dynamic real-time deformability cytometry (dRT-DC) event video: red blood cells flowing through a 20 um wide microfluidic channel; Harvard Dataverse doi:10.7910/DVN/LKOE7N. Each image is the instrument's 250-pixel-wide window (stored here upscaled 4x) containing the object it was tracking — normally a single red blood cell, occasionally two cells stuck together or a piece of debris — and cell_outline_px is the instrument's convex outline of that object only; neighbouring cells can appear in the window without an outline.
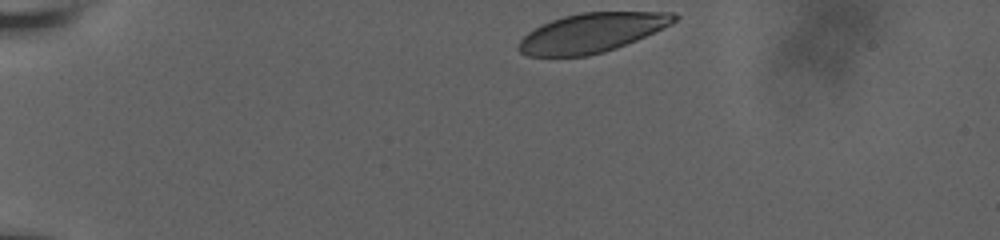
{"species": "human", "species_latin": "Homo sapiens", "temperature_condition": "room temperature", "stored_images_in_passage": 39, "camera_frame_rate_fps": 3000, "um_per_image_px": 0.085, "donor": {"sex": "male"}, "frame": {"image": 1, "passage_image": 1, "time_ms": 0.0, "image_size_px": [1000, 240], "cell_outline_px": [[680, 16], [672, 24], [636, 40], [616, 48], [604, 52], [588, 56], [528, 56], [520, 52], [516, 48], [520, 40], [528, 32], [540, 24], [564, 16], [580, 12], [676, 12]], "centroid_in_image_um": [50.3, 2.78], "position_along_channel_um": 34.7, "area_um2": 35.66}}
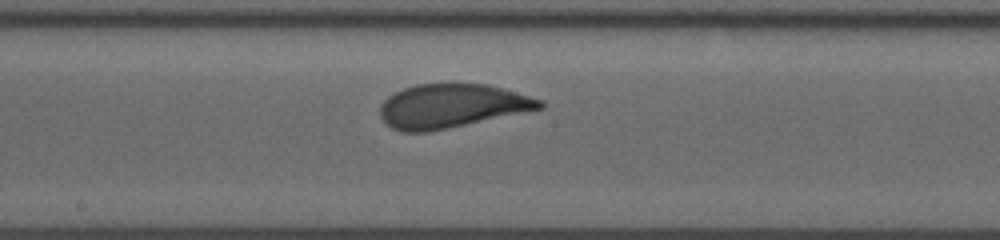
{"frame": {"image": 2, "passage_image": 22, "time_ms": 7.0, "image_size_px": [1000, 240], "cell_outline_px": [[544, 108], [448, 128], [428, 132], [404, 132], [392, 128], [380, 116], [380, 104], [388, 96], [404, 88], [416, 84], [452, 80], [488, 84], [544, 100]], "centroid_in_image_um": [38.4, 8.96], "position_along_channel_um": 209.8, "area_um2": 41.62}}
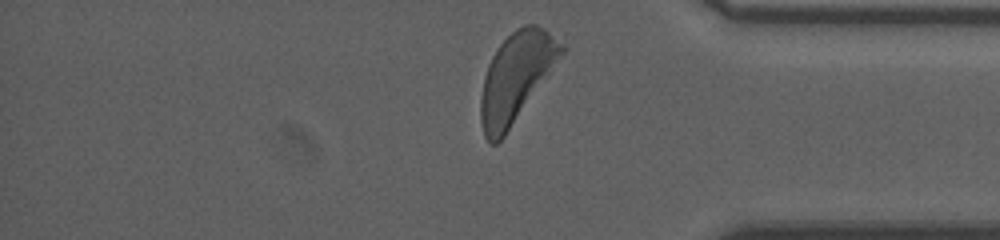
{"frame": {"image": 3, "passage_image": 38, "time_ms": 12.333, "image_size_px": [1000, 240], "cell_outline_px": [[568, 48], [548, 76], [504, 136], [496, 144], [488, 144], [484, 136], [480, 120], [480, 100], [484, 76], [488, 64], [492, 56], [500, 44], [516, 28], [524, 24], [536, 24], [544, 28], [564, 44]], "centroid_in_image_um": [43.88, 6.56], "position_along_channel_um": 391.3, "area_um2": 41.85}, "authors_computed_cell_mechanics": {"area_um2": 40.8646, "velocity_mm_per_s": 3.6137, "shape_relaxation_time_tau1_ms": 2.3931, "shape_relaxation_time_tau2_ms": null, "deformation_change_tau1": 0.1399, "deformation_change_tau2": null}}